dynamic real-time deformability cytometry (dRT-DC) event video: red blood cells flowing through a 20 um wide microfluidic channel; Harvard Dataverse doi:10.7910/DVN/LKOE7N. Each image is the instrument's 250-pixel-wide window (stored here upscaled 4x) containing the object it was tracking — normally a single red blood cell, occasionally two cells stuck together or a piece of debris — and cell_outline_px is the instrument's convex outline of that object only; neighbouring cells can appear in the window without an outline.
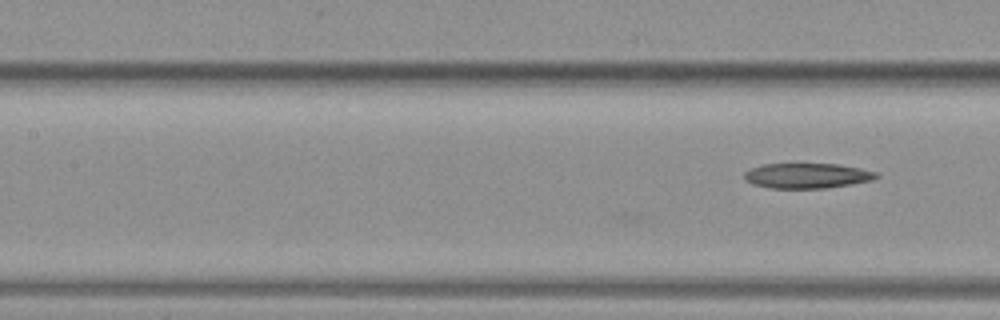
{"species": "common noctule bat (a hibernating species)", "species_latin": "Nyctalus noctula", "temperature_condition": "warm", "stored_images_in_passage": 4, "camera_frame_rate_fps": 3000, "um_per_image_px": 0.085, "animal": {"sex": "female", "body_mass_g": 19.3, "forearm_length_mm": 54.1}, "frame": {"image": 1, "passage_image": 4, "time_ms": 1.0, "image_size_px": [1000, 320], "cell_outline_px": [[880, 176], [872, 180], [852, 184], [824, 188], [772, 188], [752, 184], [744, 180], [744, 172], [752, 168], [764, 164], [796, 160], [836, 164], [860, 168], [876, 172]], "centroid_in_image_um": [68.56, 14.88], "position_along_channel_um": 138.8, "area_um2": 20.29}}